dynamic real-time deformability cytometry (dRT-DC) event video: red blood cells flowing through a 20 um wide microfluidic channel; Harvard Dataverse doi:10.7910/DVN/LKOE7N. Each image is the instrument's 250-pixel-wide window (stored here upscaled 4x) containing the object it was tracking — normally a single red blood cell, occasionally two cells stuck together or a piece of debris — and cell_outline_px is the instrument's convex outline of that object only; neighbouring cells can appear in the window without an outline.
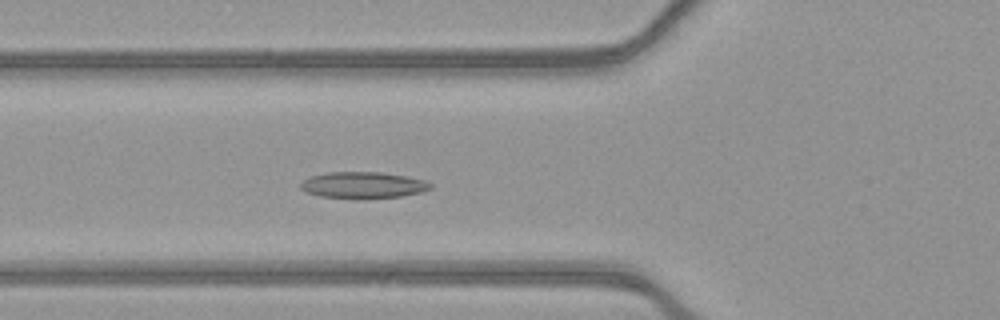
{"species": "common noctule bat (a hibernating species)", "species_latin": "Nyctalus noctula", "temperature_condition": "warm", "stored_images_in_passage": 37, "camera_frame_rate_fps": 3000, "um_per_image_px": 0.085, "animal": {"sex": "female", "body_mass_g": 21.9}, "frame": {"image": 1, "passage_image": 4, "time_ms": 1.0, "image_size_px": [1000, 320], "cell_outline_px": [[432, 188], [420, 192], [400, 196], [364, 200], [320, 196], [308, 192], [300, 188], [300, 184], [304, 180], [312, 176], [328, 172], [380, 172], [408, 176], [424, 180], [432, 184]], "centroid_in_image_um": [30.88, 15.74], "position_along_channel_um": 94.9, "area_um2": 20.17}}
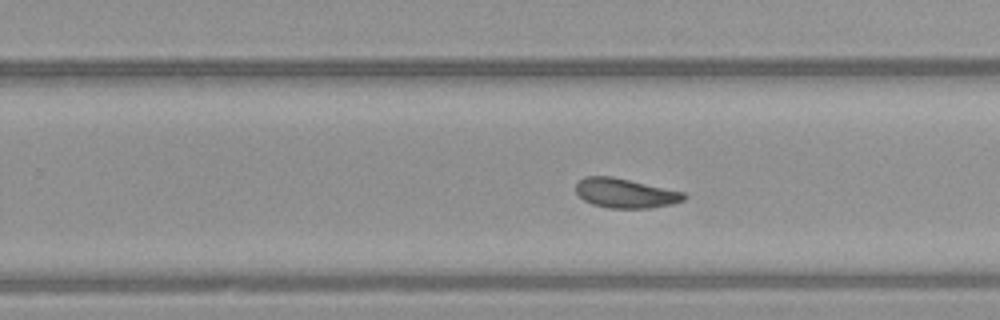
{"frame": {"image": 2, "passage_image": 18, "time_ms": 5.667, "image_size_px": [1000, 320], "cell_outline_px": [[688, 196], [684, 200], [672, 204], [652, 208], [608, 208], [592, 204], [584, 200], [576, 192], [576, 184], [584, 176], [612, 176], [684, 192]], "centroid_in_image_um": [53.16, 16.42], "position_along_channel_um": 276.6, "area_um2": 18.61}}
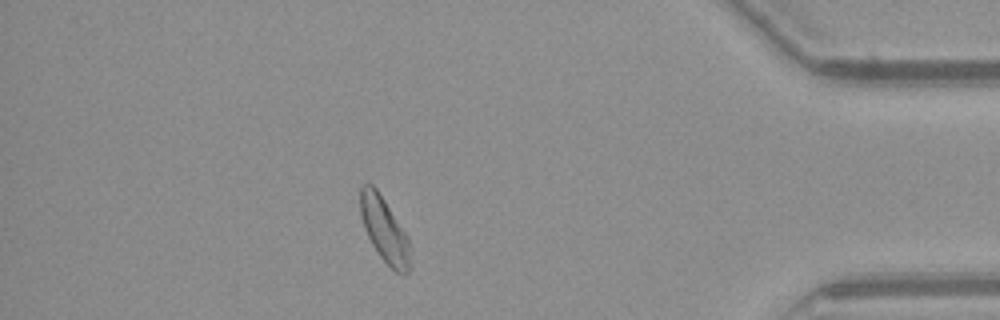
{"frame": {"image": 3, "passage_image": 31, "time_ms": 10.0, "image_size_px": [1000, 320], "cell_outline_px": [[412, 268], [404, 276], [400, 276], [380, 256], [372, 244], [364, 228], [360, 216], [360, 188], [364, 184], [372, 184], [376, 188], [408, 236], [412, 264]], "centroid_in_image_um": [32.71, 19.59], "position_along_channel_um": 402.5, "area_um2": 19.02}, "authors_computed_cell_mechanics": {"area_um2": 19.0162, "velocity_mm_per_s": 3.8815, "shape_relaxation_time_tau1_ms": 7.5485, "shape_relaxation_time_tau2_ms": 5.528, "deformation_change_tau1": 0.1624, "deformation_change_tau2": 0.1147}}